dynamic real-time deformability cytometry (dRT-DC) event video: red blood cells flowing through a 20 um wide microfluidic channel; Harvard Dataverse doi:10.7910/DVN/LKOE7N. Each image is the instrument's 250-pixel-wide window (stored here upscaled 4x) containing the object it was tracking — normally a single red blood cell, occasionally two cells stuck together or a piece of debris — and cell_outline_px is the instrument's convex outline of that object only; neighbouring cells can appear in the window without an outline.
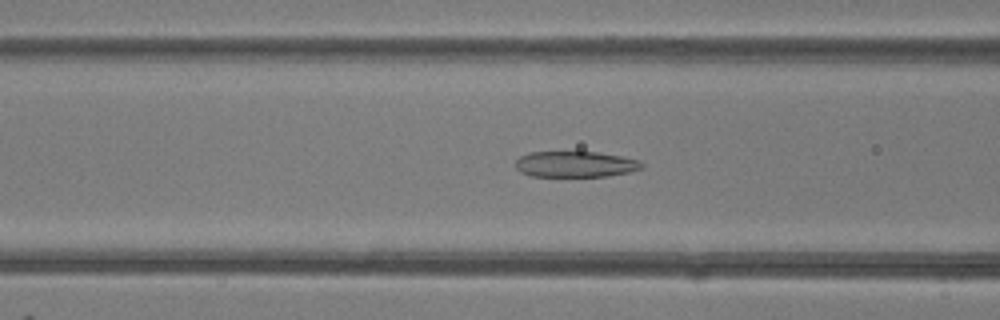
{"species": "common noctule bat (a hibernating species)", "species_latin": "Nyctalus noctula", "temperature_condition": "room temperature", "stored_images_in_passage": 30, "camera_frame_rate_fps": 3000, "um_per_image_px": 0.085, "animal": {"sex": "female"}, "frame": {"image": 1, "passage_image": 12, "time_ms": 3.667, "image_size_px": [1000, 320], "cell_outline_px": [[644, 168], [628, 172], [608, 176], [532, 176], [520, 172], [516, 168], [516, 160], [520, 156], [528, 152], [596, 152], [620, 156], [640, 160], [644, 164]], "centroid_in_image_um": [48.91, 13.96], "position_along_channel_um": 117.7, "area_um2": 19.07}}
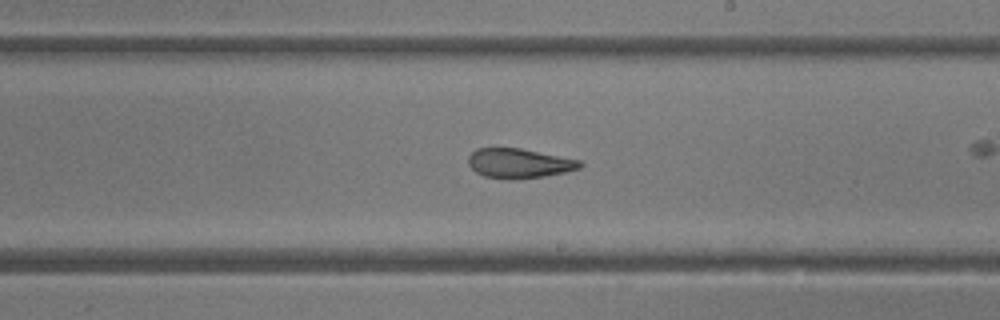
{"frame": {"image": 2, "passage_image": 21, "time_ms": 6.667, "image_size_px": [1000, 320], "cell_outline_px": [[584, 164], [580, 168], [564, 172], [544, 176], [520, 180], [508, 180], [484, 176], [476, 172], [468, 164], [468, 156], [476, 148], [520, 148], [580, 160]], "centroid_in_image_um": [44.11, 13.89], "position_along_channel_um": 244.9, "area_um2": 19.42}}
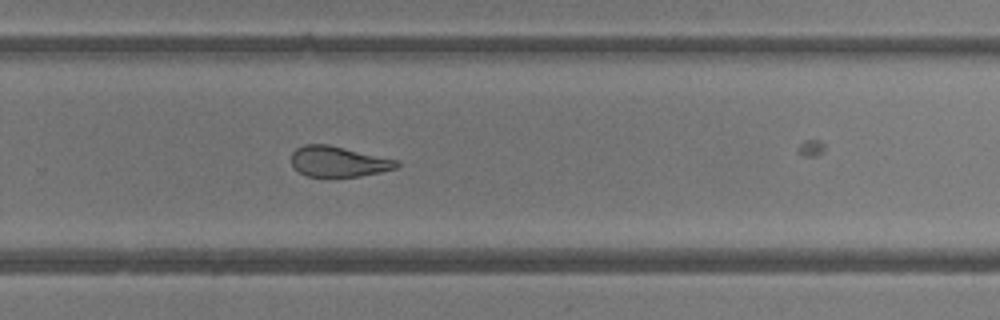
{"frame": {"image": 3, "passage_image": 25, "time_ms": 8.0, "image_size_px": [1000, 320], "cell_outline_px": [[400, 164], [396, 168], [380, 172], [360, 176], [308, 176], [300, 172], [292, 164], [292, 152], [296, 148], [304, 144], [328, 144], [400, 160]], "centroid_in_image_um": [28.8, 13.71], "position_along_channel_um": 301.0, "area_um2": 18.67}}